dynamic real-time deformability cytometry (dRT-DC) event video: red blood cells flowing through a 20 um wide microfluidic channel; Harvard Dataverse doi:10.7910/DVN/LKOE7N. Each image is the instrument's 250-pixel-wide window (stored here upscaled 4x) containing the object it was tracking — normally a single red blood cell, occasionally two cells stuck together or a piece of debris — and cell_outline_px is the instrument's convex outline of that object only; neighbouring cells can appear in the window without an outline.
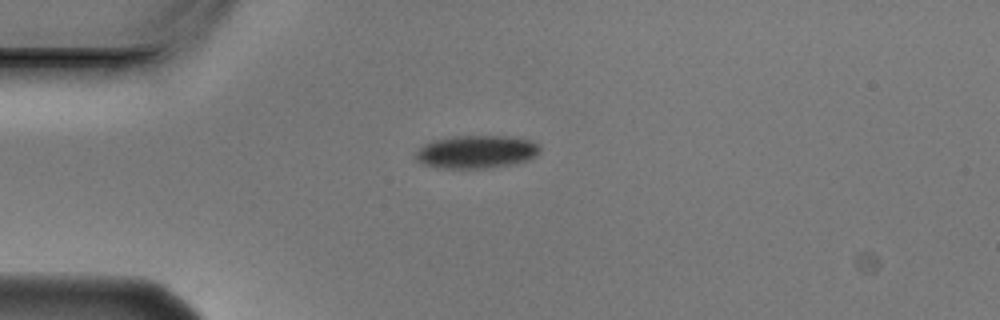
{"species": "Egyptian fruit bat (a non-hibernating species)", "species_latin": "Rousettus aegyptiacus", "temperature_condition": "cold", "stored_images_in_passage": 5, "camera_frame_rate_fps": 3000, "um_per_image_px": 0.085, "animal": {"sex": "male"}, "frame": {"image": 1, "passage_image": 1, "time_ms": 0.0, "image_size_px": [1000, 320], "cell_outline_px": [[540, 152], [536, 156], [528, 160], [512, 164], [488, 168], [436, 168], [420, 164], [416, 160], [416, 152], [424, 144], [432, 140], [452, 136], [508, 136], [532, 140], [540, 148]], "centroid_in_image_um": [40.47, 12.91], "position_along_channel_um": 44.5, "area_um2": 24.1}}
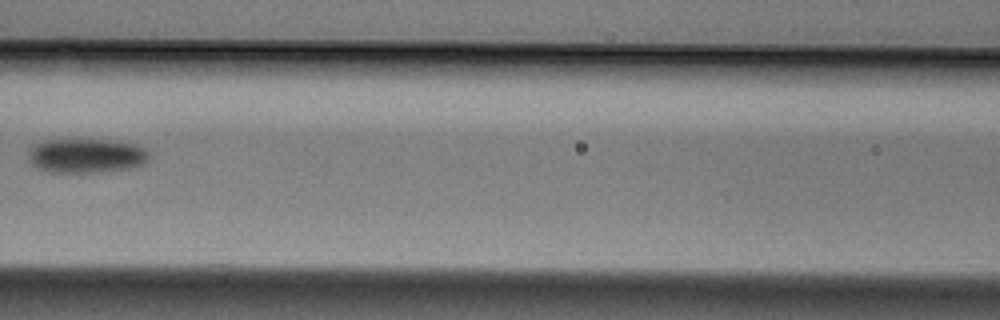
{"frame": {"image": 2, "passage_image": 4, "time_ms": 1.0, "image_size_px": [1000, 320], "cell_outline_px": [[152, 156], [144, 164], [128, 168], [96, 172], [52, 172], [36, 168], [28, 160], [28, 148], [32, 144], [40, 140], [112, 140], [140, 144]], "centroid_in_image_um": [7.32, 13.22], "position_along_channel_um": 159.3, "area_um2": 24.57}}
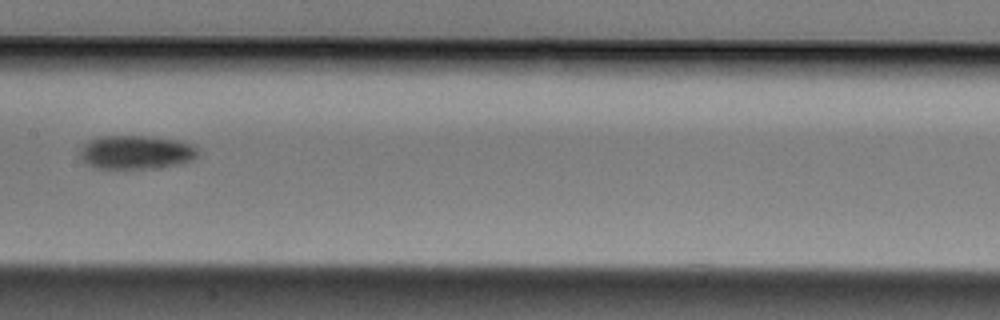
{"frame": {"image": 3, "passage_image": 5, "time_ms": 1.333, "image_size_px": [1000, 320], "cell_outline_px": [[200, 156], [192, 160], [180, 164], [160, 168], [96, 168], [88, 164], [76, 152], [76, 148], [88, 140], [96, 136], [152, 136], [180, 140], [192, 144], [196, 148]], "centroid_in_image_um": [11.55, 12.92], "position_along_channel_um": 195.9, "area_um2": 23.81}}